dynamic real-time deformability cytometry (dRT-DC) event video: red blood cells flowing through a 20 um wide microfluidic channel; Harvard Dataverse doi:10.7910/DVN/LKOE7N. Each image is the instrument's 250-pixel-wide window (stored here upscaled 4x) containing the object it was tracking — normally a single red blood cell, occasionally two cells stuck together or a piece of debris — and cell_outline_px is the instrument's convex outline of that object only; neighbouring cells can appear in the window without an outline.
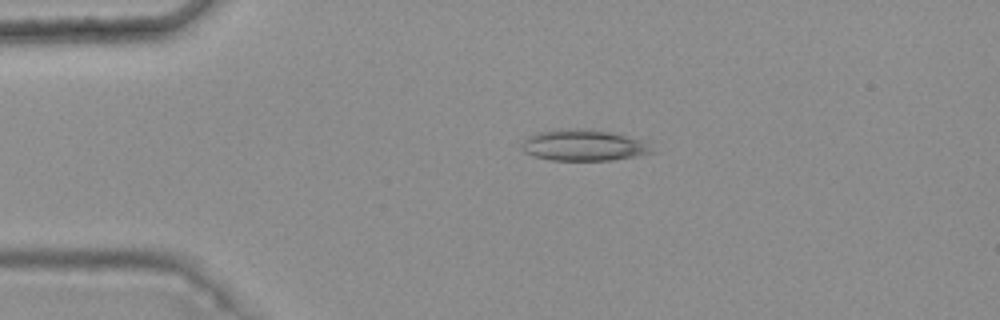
{"species": "common noctule bat (a hibernating species)", "species_latin": "Nyctalus noctula", "temperature_condition": "warm", "stored_images_in_passage": 4, "camera_frame_rate_fps": 3000, "um_per_image_px": 0.085, "animal": {"sex": "female", "body_mass_g": 25.1}, "frame": {"image": 1, "passage_image": 3, "time_ms": 0.667, "image_size_px": [1000, 320], "cell_outline_px": [[656, 152], [612, 160], [552, 160], [532, 156], [524, 152], [520, 148], [520, 144], [528, 136], [540, 132], [556, 128], [592, 128], [612, 132], [648, 140]], "centroid_in_image_um": [49.64, 12.32], "position_along_channel_um": 35.4, "area_um2": 24.39}}